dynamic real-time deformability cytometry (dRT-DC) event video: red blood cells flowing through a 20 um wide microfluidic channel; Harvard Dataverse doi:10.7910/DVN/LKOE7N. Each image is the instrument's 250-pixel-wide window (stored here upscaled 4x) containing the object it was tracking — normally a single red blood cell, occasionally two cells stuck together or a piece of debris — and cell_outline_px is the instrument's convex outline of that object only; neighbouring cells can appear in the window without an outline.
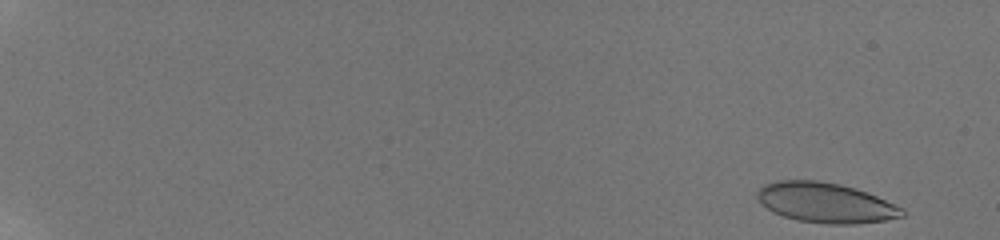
{"species": "human", "species_latin": "Homo sapiens", "temperature_condition": "room temperature", "stored_images_in_passage": 49, "camera_frame_rate_fps": 3000, "um_per_image_px": 0.085, "donor": {"sex": "male"}, "frame": {"image": 1, "passage_image": 1, "time_ms": 0.0, "image_size_px": [1000, 240], "cell_outline_px": [[904, 216], [884, 220], [856, 224], [828, 224], [800, 220], [784, 216], [772, 212], [756, 196], [756, 192], [764, 184], [776, 180], [816, 180], [840, 184], [856, 188], [876, 196], [904, 208]], "centroid_in_image_um": [70.18, 17.22], "position_along_channel_um": 14.8, "area_um2": 33.64}}
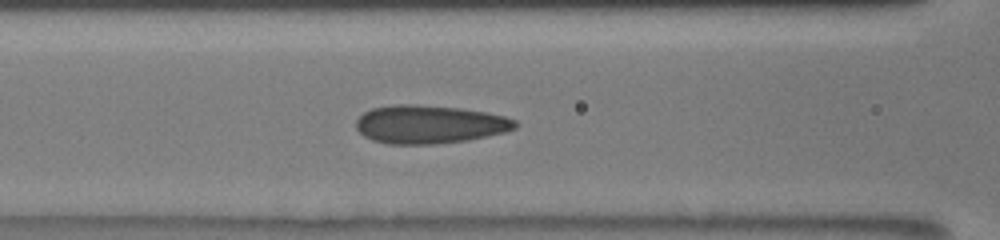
{"frame": {"image": 2, "passage_image": 33, "time_ms": 8.333, "image_size_px": [1000, 240], "cell_outline_px": [[516, 128], [504, 132], [468, 140], [436, 144], [388, 144], [372, 140], [364, 136], [356, 128], [356, 120], [364, 112], [372, 108], [396, 104], [412, 104], [460, 108], [484, 112], [504, 116], [516, 120]], "centroid_in_image_um": [36.48, 10.57], "position_along_channel_um": 130.1, "area_um2": 35.43}}
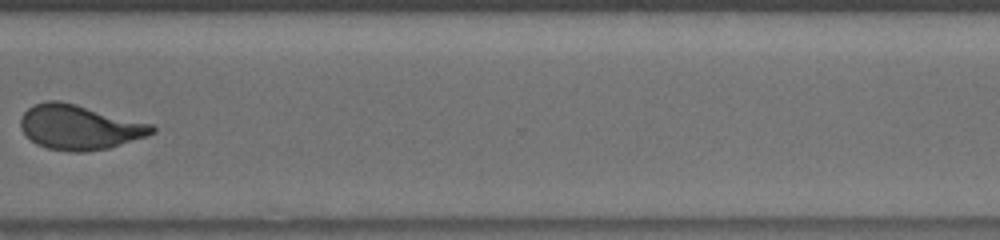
{"frame": {"image": 3, "passage_image": 44, "time_ms": 14.333, "image_size_px": [1000, 240], "cell_outline_px": [[156, 132], [148, 136], [108, 148], [84, 152], [72, 152], [48, 148], [36, 144], [20, 128], [20, 120], [24, 112], [28, 108], [36, 104], [48, 100], [60, 100], [76, 104], [152, 124], [156, 128]], "centroid_in_image_um": [6.76, 10.81], "position_along_channel_um": 363.8, "area_um2": 34.16}, "authors_computed_cell_mechanics": {"area_um2": 33.9286, "velocity_mm_per_s": 3.9044, "shape_relaxation_time_tau1_ms": 10.4634, "shape_relaxation_time_tau2_ms": 0.9618, "deformation_change_tau1": 0.2359, "deformation_change_tau2": 0.086}}